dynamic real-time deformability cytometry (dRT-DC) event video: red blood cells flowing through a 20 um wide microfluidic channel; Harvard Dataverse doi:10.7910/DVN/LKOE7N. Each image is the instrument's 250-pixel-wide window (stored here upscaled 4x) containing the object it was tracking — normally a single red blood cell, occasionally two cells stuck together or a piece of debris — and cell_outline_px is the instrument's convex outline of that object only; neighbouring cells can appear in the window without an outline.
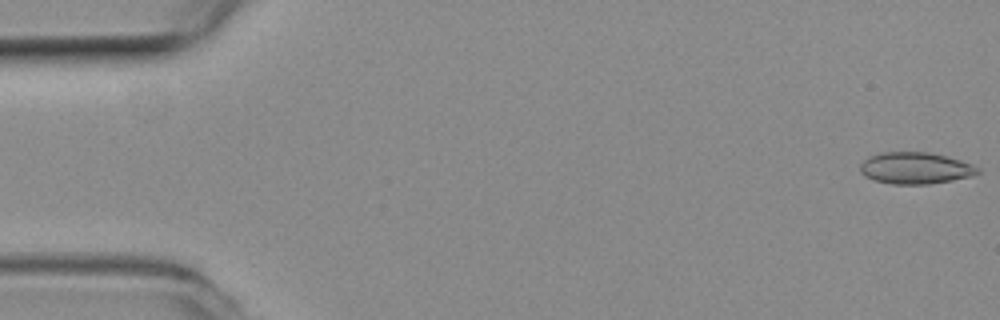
{"species": "common noctule bat (a hibernating species)", "species_latin": "Nyctalus noctula", "temperature_condition": "room temperature", "stored_images_in_passage": 14, "camera_frame_rate_fps": 3000, "um_per_image_px": 0.085, "animal": {"sex": "female", "body_mass_g": 19.3, "forearm_length_mm": 54.1}, "frame": {"image": 1, "passage_image": 1, "time_ms": 0.0, "image_size_px": [1000, 320], "cell_outline_px": [[980, 172], [972, 176], [952, 180], [928, 184], [892, 184], [872, 180], [864, 176], [860, 172], [860, 164], [868, 156], [880, 152], [928, 152], [960, 160], [972, 164], [980, 168]], "centroid_in_image_um": [77.77, 14.29], "position_along_channel_um": 7.2, "area_um2": 21.79}}
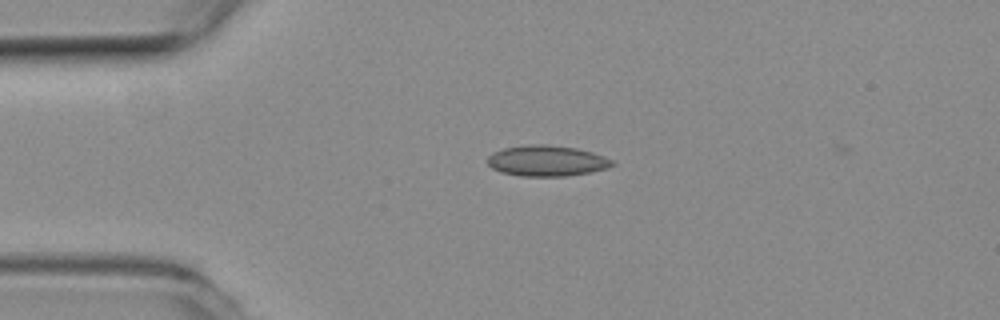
{"frame": {"image": 2, "passage_image": 13, "time_ms": 4.0, "image_size_px": [1000, 320], "cell_outline_px": [[616, 164], [608, 168], [588, 172], [564, 176], [520, 176], [500, 172], [492, 168], [488, 164], [488, 156], [492, 152], [504, 148], [528, 144], [548, 144], [576, 148], [592, 152], [604, 156], [612, 160]], "centroid_in_image_um": [46.46, 13.66], "position_along_channel_um": 38.5, "area_um2": 22.43}}